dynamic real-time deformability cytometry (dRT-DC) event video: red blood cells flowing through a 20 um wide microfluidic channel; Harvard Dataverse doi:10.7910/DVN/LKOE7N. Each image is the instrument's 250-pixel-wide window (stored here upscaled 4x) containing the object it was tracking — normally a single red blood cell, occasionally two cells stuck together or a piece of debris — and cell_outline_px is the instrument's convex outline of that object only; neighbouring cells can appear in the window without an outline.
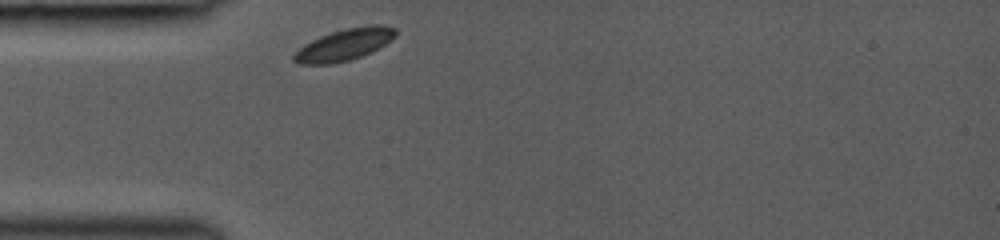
{"species": "common noctule bat (a hibernating species)", "species_latin": "Nyctalus noctula", "temperature_condition": "room temperature", "stored_images_in_passage": 1, "camera_frame_rate_fps": 3000, "um_per_image_px": 0.085, "animal": {"sex": "female", "body_mass_g": 19.0, "forearm_length_mm": 53.3}, "frame": {"image": 1, "passage_image": 1, "time_ms": 0.0, "image_size_px": [1000, 240], "cell_outline_px": [[396, 36], [384, 44], [360, 56], [348, 60], [332, 64], [300, 64], [292, 60], [292, 56], [304, 44], [320, 36], [344, 28], [372, 24], [384, 24], [396, 28]], "centroid_in_image_um": [29.26, 3.77], "position_along_channel_um": 55.7, "area_um2": 18.61}}